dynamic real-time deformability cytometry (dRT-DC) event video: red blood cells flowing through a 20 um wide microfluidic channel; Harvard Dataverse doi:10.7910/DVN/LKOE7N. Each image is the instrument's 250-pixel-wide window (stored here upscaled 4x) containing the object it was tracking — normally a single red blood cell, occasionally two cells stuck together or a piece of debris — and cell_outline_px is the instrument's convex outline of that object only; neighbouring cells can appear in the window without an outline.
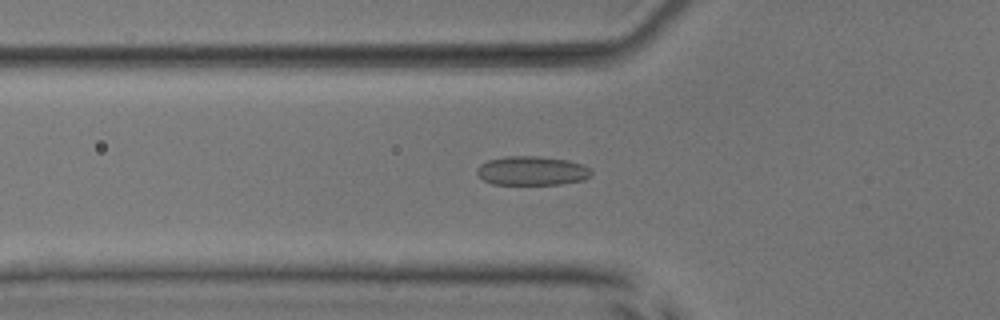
{"species": "common noctule bat (a hibernating species)", "species_latin": "Nyctalus noctula", "temperature_condition": "room temperature", "stored_images_in_passage": 51, "camera_frame_rate_fps": 3000, "um_per_image_px": 0.085, "animal": {"sex": "male", "body_mass_g": 17.9, "forearm_length_mm": 54.2}, "frame": {"image": 1, "passage_image": 18, "time_ms": 5.667, "image_size_px": [1000, 320], "cell_outline_px": [[592, 172], [584, 180], [560, 184], [492, 184], [484, 180], [476, 172], [476, 168], [480, 164], [488, 160], [508, 156], [540, 156], [568, 160], [584, 164]], "centroid_in_image_um": [45.21, 14.51], "position_along_channel_um": 80.6, "area_um2": 19.36}}
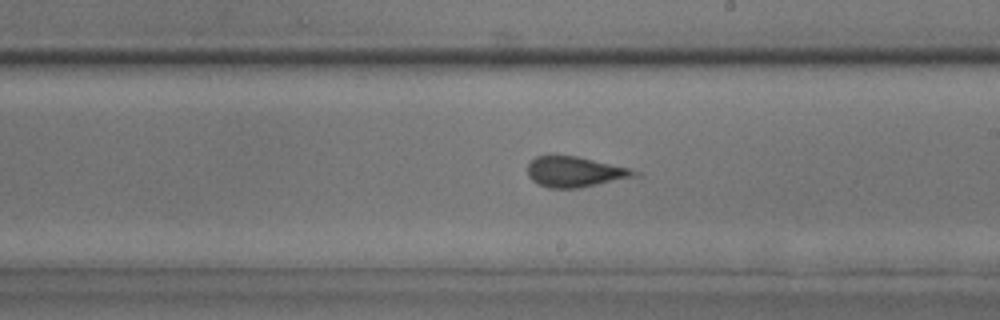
{"frame": {"image": 2, "passage_image": 30, "time_ms": 9.667, "image_size_px": [1000, 320], "cell_outline_px": [[644, 172], [640, 176], [580, 188], [548, 188], [532, 180], [528, 176], [528, 164], [536, 156], [576, 156], [628, 168]], "centroid_in_image_um": [48.93, 14.62], "position_along_channel_um": 240.1, "area_um2": 18.96}}
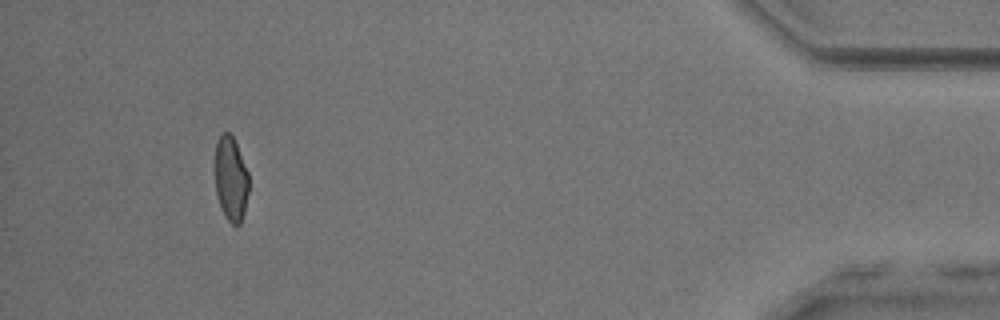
{"frame": {"image": 3, "passage_image": 48, "time_ms": 15.667, "image_size_px": [1000, 320], "cell_outline_px": [[248, 192], [244, 212], [240, 224], [232, 224], [228, 220], [220, 204], [216, 192], [216, 140], [220, 132], [228, 132], [232, 136], [236, 144], [248, 172]], "centroid_in_image_um": [19.63, 15.16], "position_along_channel_um": 415.6, "area_um2": 16.3}, "authors_computed_cell_mechanics": {"area_um2": 19.4786, "velocity_mm_per_s": 3.9926, "shape_relaxation_time_tau1_ms": null, "shape_relaxation_time_tau2_ms": 1.7336, "deformation_change_tau1": null, "deformation_change_tau2": 0.1126}}